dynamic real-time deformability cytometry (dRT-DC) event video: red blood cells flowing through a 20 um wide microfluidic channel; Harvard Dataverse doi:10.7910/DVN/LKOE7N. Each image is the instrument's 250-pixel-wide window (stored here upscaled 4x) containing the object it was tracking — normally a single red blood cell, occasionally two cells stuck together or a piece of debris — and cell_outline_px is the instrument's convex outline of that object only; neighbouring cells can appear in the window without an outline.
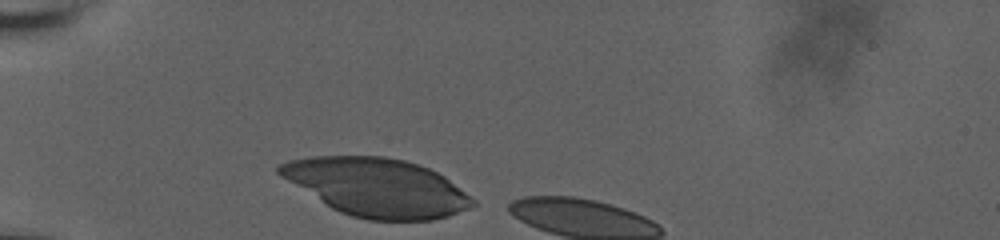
{"species": "human", "species_latin": "Homo sapiens", "temperature_condition": "room temperature", "stored_images_in_passage": 6, "camera_frame_rate_fps": 3000, "um_per_image_px": 0.085, "donor": {"sex": "male"}, "frame": {"image": 1, "passage_image": 1, "time_ms": 0.0, "image_size_px": [1000, 240], "cell_outline_px": [[480, 204], [448, 216], [432, 220], [368, 220], [352, 216], [340, 212], [332, 208], [280, 176], [276, 172], [276, 164], [288, 160], [308, 156], [384, 156], [404, 160], [428, 168], [444, 176], [472, 196]], "centroid_in_image_um": [32.04, 15.91], "position_along_channel_um": 53.0, "area_um2": 65.66}}